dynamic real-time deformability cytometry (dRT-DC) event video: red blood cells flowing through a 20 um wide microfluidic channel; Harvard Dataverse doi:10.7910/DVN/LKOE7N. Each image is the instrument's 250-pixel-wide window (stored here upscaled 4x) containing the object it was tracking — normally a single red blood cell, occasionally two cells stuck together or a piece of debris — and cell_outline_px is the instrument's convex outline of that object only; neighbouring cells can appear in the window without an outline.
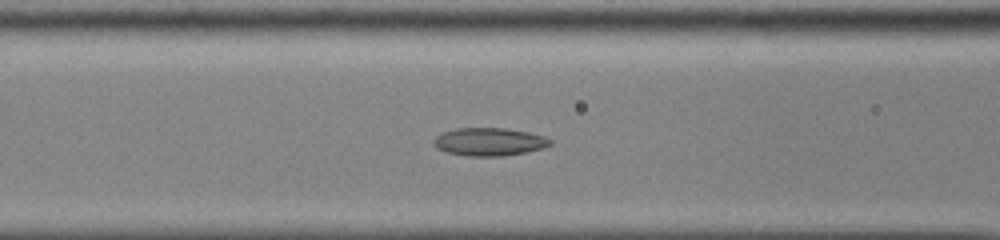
{"species": "common noctule bat (a hibernating species)", "species_latin": "Nyctalus noctula", "temperature_condition": "cold", "stored_images_in_passage": 42, "camera_frame_rate_fps": 3000, "um_per_image_px": 0.085, "animal": {"sex": "male", "body_mass_g": 13.0, "forearm_length_mm": 53.1}, "frame": {"image": 1, "passage_image": 11, "time_ms": 3.333, "image_size_px": [1000, 240], "cell_outline_px": [[552, 144], [544, 148], [528, 152], [500, 156], [468, 156], [444, 152], [436, 148], [432, 144], [432, 140], [440, 132], [456, 128], [504, 128], [528, 132], [544, 136], [552, 140]], "centroid_in_image_um": [41.55, 12.05], "position_along_channel_um": 125.1, "area_um2": 19.31}}
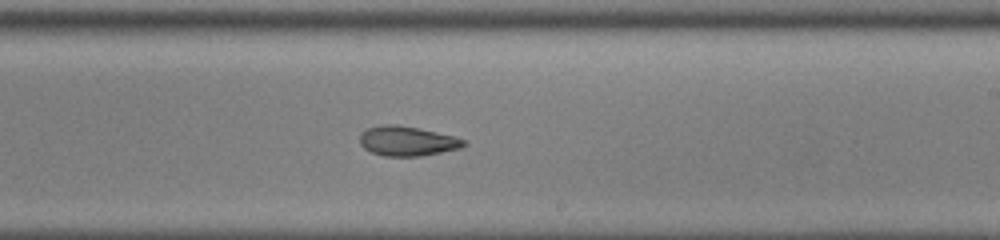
{"frame": {"image": 2, "passage_image": 21, "time_ms": 6.667, "image_size_px": [1000, 240], "cell_outline_px": [[468, 144], [460, 148], [420, 156], [384, 156], [372, 152], [364, 148], [360, 144], [360, 132], [368, 128], [380, 124], [396, 124], [436, 132], [468, 140]], "centroid_in_image_um": [34.6, 11.98], "position_along_channel_um": 254.4, "area_um2": 17.98}}
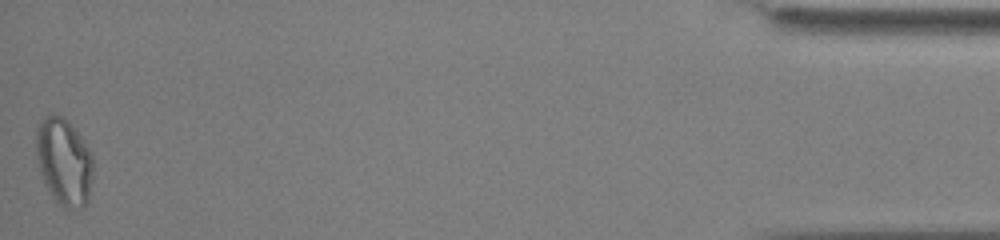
{"frame": {"image": 3, "passage_image": 41, "time_ms": 13.333, "image_size_px": [1000, 240], "cell_outline_px": [[92, 176], [88, 200], [84, 208], [64, 208], [52, 196], [44, 184], [40, 172], [36, 156], [36, 128], [40, 120], [48, 116], [64, 116], [80, 136], [92, 152]], "centroid_in_image_um": [5.43, 13.76], "position_along_channel_um": 429.8, "area_um2": 28.9}}